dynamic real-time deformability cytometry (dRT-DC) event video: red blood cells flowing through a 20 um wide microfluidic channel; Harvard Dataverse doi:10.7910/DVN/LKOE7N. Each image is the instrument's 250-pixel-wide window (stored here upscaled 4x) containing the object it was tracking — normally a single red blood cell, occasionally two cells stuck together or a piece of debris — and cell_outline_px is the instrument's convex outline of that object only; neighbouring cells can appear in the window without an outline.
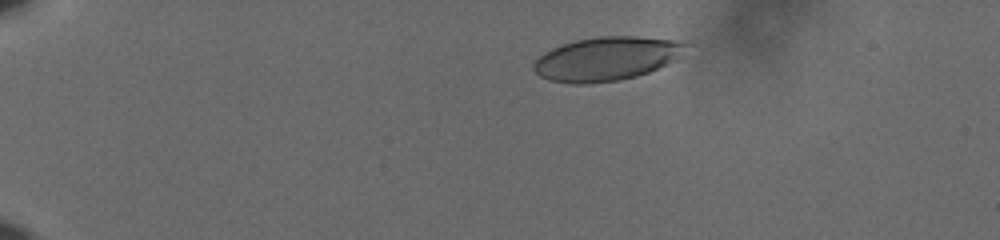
{"species": "human", "species_latin": "Homo sapiens", "temperature_condition": "cold", "stored_images_in_passage": 42, "camera_frame_rate_fps": 3000, "um_per_image_px": 0.085, "donor": {"sex": "male"}, "frame": {"image": 1, "passage_image": 1, "time_ms": 0.0, "image_size_px": [1000, 240], "cell_outline_px": [[684, 44], [672, 60], [668, 64], [648, 72], [636, 76], [620, 80], [588, 84], [572, 84], [548, 80], [540, 76], [532, 68], [532, 64], [544, 52], [552, 48], [576, 40], [600, 36], [636, 36], [676, 40]], "centroid_in_image_um": [51.44, 5.01], "position_along_channel_um": 33.6, "area_um2": 38.21}}
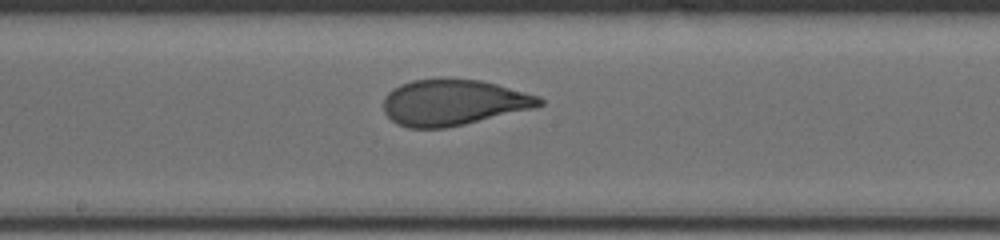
{"frame": {"image": 2, "passage_image": 23, "time_ms": 7.333, "image_size_px": [1000, 240], "cell_outline_px": [[544, 104], [532, 108], [464, 124], [444, 128], [408, 128], [396, 124], [384, 112], [384, 96], [392, 88], [400, 84], [412, 80], [440, 76], [480, 80], [496, 84], [540, 96], [544, 100]], "centroid_in_image_um": [38.49, 8.67], "position_along_channel_um": 209.7, "area_um2": 42.19}}
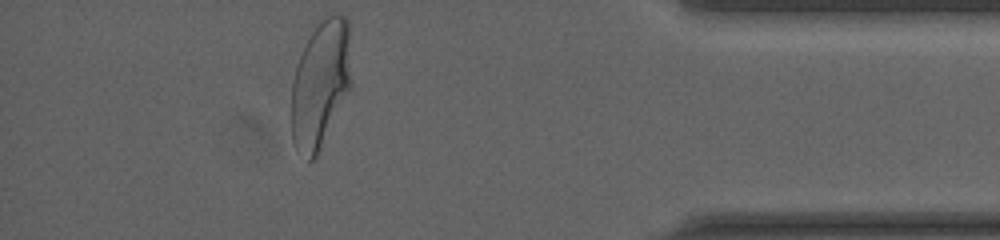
{"frame": {"image": 3, "passage_image": 42, "time_ms": 13.667, "image_size_px": [1000, 240], "cell_outline_px": [[352, 88], [316, 156], [312, 160], [308, 160], [296, 148], [292, 140], [292, 80], [300, 56], [312, 32], [328, 16], [336, 12], [344, 16], [348, 20], [352, 84]], "centroid_in_image_um": [27.27, 7.16], "position_along_channel_um": 407.9, "area_um2": 44.27}, "authors_computed_cell_mechanics": {"area_um2": 41.6738, "velocity_mm_per_s": 3.6224, "shape_relaxation_time_tau1_ms": 4.7521, "shape_relaxation_time_tau2_ms": null, "deformation_change_tau1": 0.1848, "deformation_change_tau2": null}}